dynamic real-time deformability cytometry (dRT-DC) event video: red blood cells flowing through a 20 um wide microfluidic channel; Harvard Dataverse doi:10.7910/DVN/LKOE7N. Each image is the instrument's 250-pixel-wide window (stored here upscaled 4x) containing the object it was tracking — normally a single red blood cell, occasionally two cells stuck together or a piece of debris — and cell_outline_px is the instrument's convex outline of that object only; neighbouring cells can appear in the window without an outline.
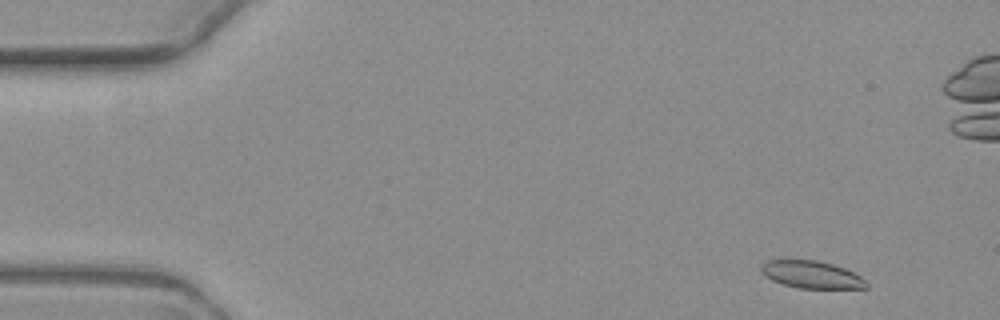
{"species": "common noctule bat (a hibernating species)", "species_latin": "Nyctalus noctula", "temperature_condition": "warm", "stored_images_in_passage": 6, "camera_frame_rate_fps": 3000, "um_per_image_px": 0.085, "animal": {"sex": "female", "body_mass_g": 19.3, "forearm_length_mm": 54.1}, "frame": {"image": 1, "passage_image": 2, "time_ms": 1.0, "image_size_px": [1000, 320], "cell_outline_px": [[868, 288], [800, 288], [784, 284], [772, 280], [764, 276], [760, 272], [760, 264], [764, 260], [816, 260], [832, 264], [844, 268], [860, 276], [868, 284]], "centroid_in_image_um": [68.93, 23.33], "position_along_channel_um": 16.1, "area_um2": 16.76}}